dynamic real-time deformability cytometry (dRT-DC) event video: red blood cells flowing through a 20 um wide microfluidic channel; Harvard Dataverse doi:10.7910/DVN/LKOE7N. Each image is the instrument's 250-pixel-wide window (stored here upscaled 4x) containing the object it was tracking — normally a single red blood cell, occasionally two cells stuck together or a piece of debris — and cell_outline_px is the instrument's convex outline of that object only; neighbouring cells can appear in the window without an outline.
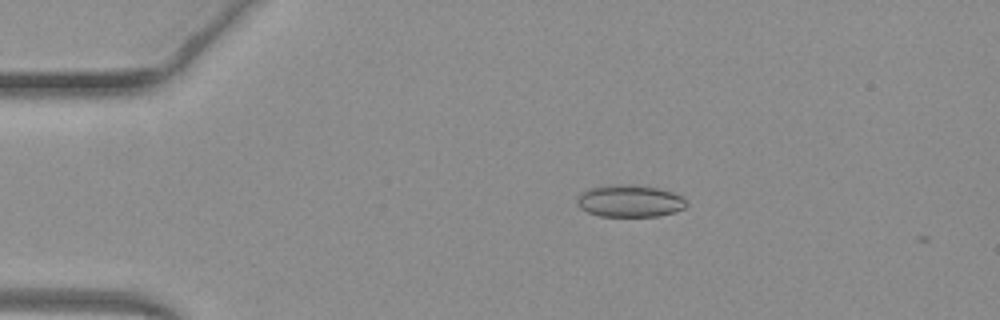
{"species": "common noctule bat (a hibernating species)", "species_latin": "Nyctalus noctula", "temperature_condition": "warm", "stored_images_in_passage": 6, "camera_frame_rate_fps": 3000, "um_per_image_px": 0.085, "animal": {"sex": "female", "body_mass_g": 19.3, "forearm_length_mm": 54.1}, "frame": {"image": 1, "passage_image": 2, "time_ms": 0.333, "image_size_px": [1000, 320], "cell_outline_px": [[688, 204], [684, 208], [672, 212], [656, 216], [600, 216], [588, 212], [580, 208], [576, 204], [576, 196], [580, 192], [592, 188], [620, 184], [628, 184], [656, 188], [672, 192], [680, 196]], "centroid_in_image_um": [53.47, 17.09], "position_along_channel_um": 31.5, "area_um2": 20.23}}